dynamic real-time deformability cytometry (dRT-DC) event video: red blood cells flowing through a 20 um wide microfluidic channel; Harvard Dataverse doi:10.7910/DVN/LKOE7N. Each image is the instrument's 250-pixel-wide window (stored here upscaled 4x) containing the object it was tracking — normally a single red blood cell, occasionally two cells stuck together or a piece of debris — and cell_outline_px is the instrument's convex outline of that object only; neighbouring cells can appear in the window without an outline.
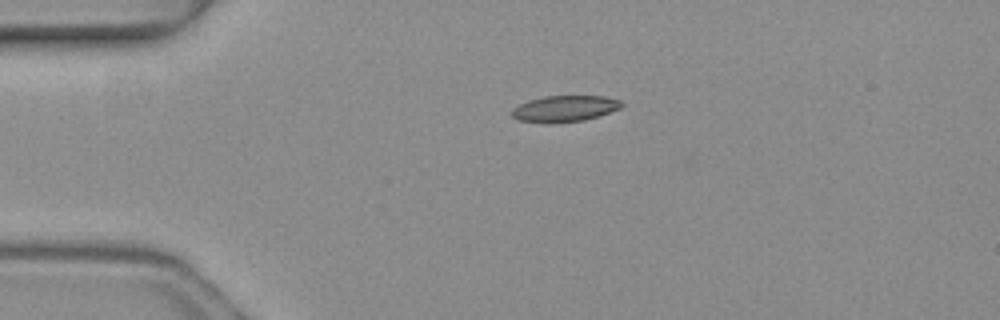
{"species": "common noctule bat (a hibernating species)", "species_latin": "Nyctalus noctula", "temperature_condition": "warm", "stored_images_in_passage": 4, "segment_of_instrument_passage": [1, 2], "camera_frame_rate_fps": 3000, "um_per_image_px": 0.085, "animal": {"sex": "female", "body_mass_g": 19.3, "forearm_length_mm": 54.1}, "frame": {"image": 1, "passage_image": 2, "time_ms": 0.333, "image_size_px": [1000, 320], "cell_outline_px": [[624, 104], [620, 108], [584, 120], [552, 124], [548, 124], [520, 120], [512, 116], [512, 108], [528, 100], [544, 96], [604, 96], [620, 100]], "centroid_in_image_um": [47.97, 9.24], "position_along_channel_um": 37.0, "area_um2": 16.76}}